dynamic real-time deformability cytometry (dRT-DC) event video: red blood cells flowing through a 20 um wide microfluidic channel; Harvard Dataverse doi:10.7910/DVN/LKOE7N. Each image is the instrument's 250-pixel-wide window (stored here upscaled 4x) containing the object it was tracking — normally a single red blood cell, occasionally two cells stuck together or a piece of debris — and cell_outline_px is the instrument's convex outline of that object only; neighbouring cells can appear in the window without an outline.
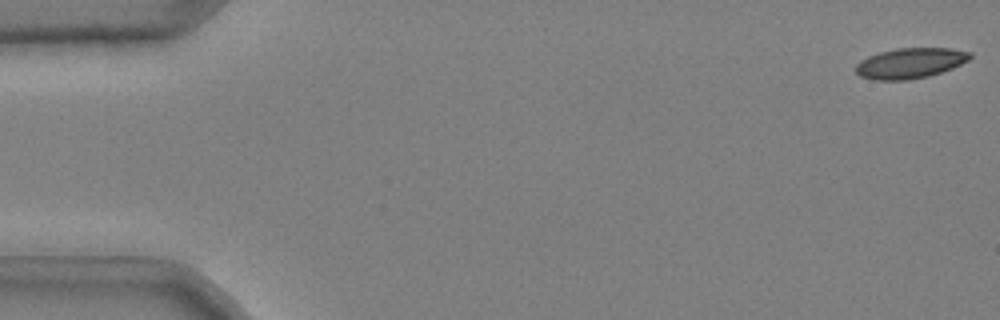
{"species": "common noctule bat (a hibernating species)", "species_latin": "Nyctalus noctula", "temperature_condition": "cold", "stored_images_in_passage": 12, "camera_frame_rate_fps": 3000, "um_per_image_px": 0.085, "animal": {"sex": "male", "body_mass_g": 20.4}, "frame": {"image": 1, "passage_image": 1, "time_ms": 0.0, "image_size_px": [1000, 320], "cell_outline_px": [[972, 56], [968, 60], [952, 68], [928, 76], [908, 80], [872, 80], [860, 76], [856, 72], [856, 64], [860, 60], [868, 56], [880, 52], [896, 48], [952, 48], [972, 52]], "centroid_in_image_um": [77.36, 5.36], "position_along_channel_um": 7.6, "area_um2": 20.29}}